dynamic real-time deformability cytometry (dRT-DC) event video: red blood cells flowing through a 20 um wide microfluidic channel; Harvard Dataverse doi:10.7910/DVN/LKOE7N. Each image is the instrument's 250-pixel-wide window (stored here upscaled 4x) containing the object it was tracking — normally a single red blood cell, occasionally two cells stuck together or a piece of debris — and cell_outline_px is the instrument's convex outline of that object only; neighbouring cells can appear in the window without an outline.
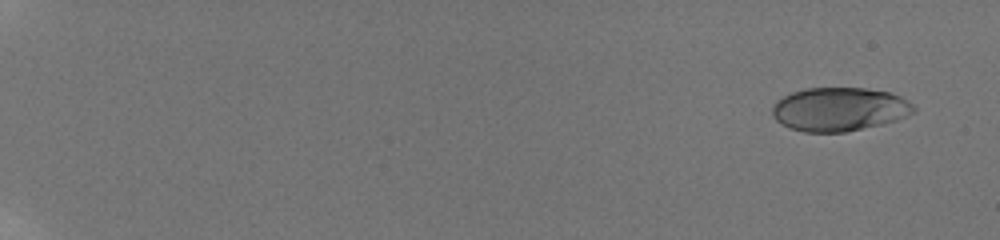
{"species": "human", "species_latin": "Homo sapiens", "temperature_condition": "room temperature", "stored_images_in_passage": 36, "camera_frame_rate_fps": 3000, "um_per_image_px": 0.085, "donor": {"sex": "male"}, "frame": {"image": 1, "passage_image": 2, "time_ms": 0.667, "image_size_px": [1000, 240], "cell_outline_px": [[916, 112], [896, 120], [884, 124], [844, 132], [804, 132], [788, 128], [780, 124], [772, 116], [772, 104], [776, 100], [792, 92], [808, 88], [868, 88], [888, 92], [900, 96], [908, 100], [916, 108]], "centroid_in_image_um": [71.33, 9.29], "position_along_channel_um": 13.7, "area_um2": 36.3}}
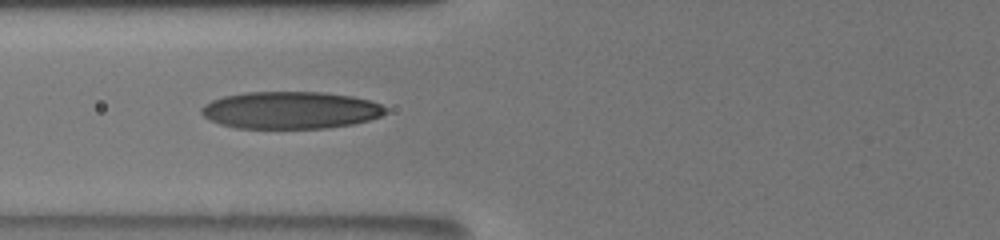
{"frame": {"image": 2, "passage_image": 17, "time_ms": 8.667, "image_size_px": [1000, 240], "cell_outline_px": [[388, 112], [380, 116], [368, 120], [352, 124], [324, 128], [236, 128], [220, 124], [204, 116], [200, 112], [200, 108], [204, 104], [212, 100], [224, 96], [244, 92], [324, 92], [352, 96], [368, 100], [380, 104], [388, 108]], "centroid_in_image_um": [24.69, 9.36], "position_along_channel_um": 101.1, "area_um2": 40.0}}
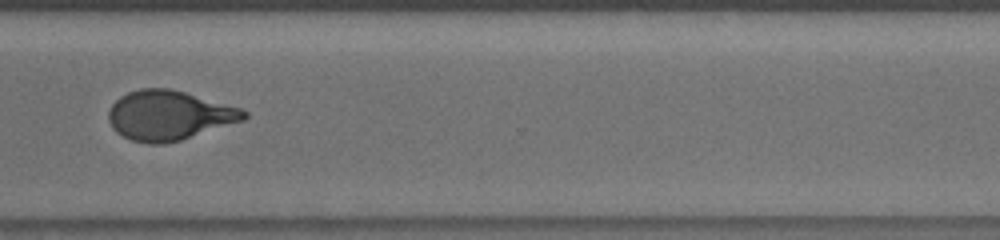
{"frame": {"image": 3, "passage_image": 29, "time_ms": 15.333, "image_size_px": [1000, 240], "cell_outline_px": [[248, 116], [244, 120], [180, 140], [164, 144], [148, 144], [132, 140], [116, 132], [112, 128], [108, 120], [108, 112], [112, 104], [120, 96], [128, 92], [140, 88], [172, 88], [240, 108], [248, 112]], "centroid_in_image_um": [14.34, 9.8], "position_along_channel_um": 356.3, "area_um2": 39.07}, "authors_computed_cell_mechanics": {"area_um2": 38.148, "velocity_mm_per_s": 3.8316, "shape_relaxation_time_tau1_ms": 4.1484, "shape_relaxation_time_tau2_ms": 0.8568, "deformation_change_tau1": 0.1971, "deformation_change_tau2": 0.0747}}